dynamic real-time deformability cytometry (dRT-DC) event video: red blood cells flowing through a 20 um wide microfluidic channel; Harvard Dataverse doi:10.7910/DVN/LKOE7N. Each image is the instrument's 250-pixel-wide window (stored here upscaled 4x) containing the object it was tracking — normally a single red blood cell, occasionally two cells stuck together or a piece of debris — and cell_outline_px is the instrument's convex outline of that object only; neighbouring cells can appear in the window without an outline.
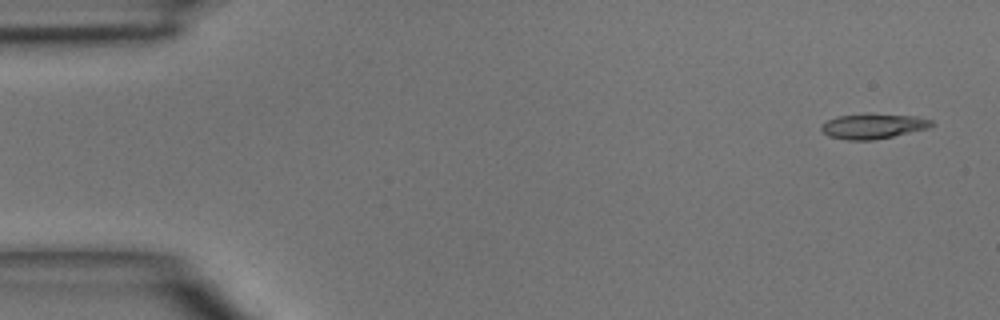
{"species": "common noctule bat (a hibernating species)", "species_latin": "Nyctalus noctula", "temperature_condition": "room temperature", "stored_images_in_passage": 4, "camera_frame_rate_fps": 3000, "um_per_image_px": 0.085, "animal": {"sex": "male", "body_mass_g": 15.6}, "frame": {"image": 1, "passage_image": 1, "time_ms": 0.0, "image_size_px": [1000, 320], "cell_outline_px": [[936, 124], [928, 128], [892, 136], [872, 140], [848, 140], [828, 136], [820, 128], [828, 120], [836, 116], [916, 116], [932, 120]], "centroid_in_image_um": [74.23, 10.76], "position_along_channel_um": 10.8, "area_um2": 15.2}}
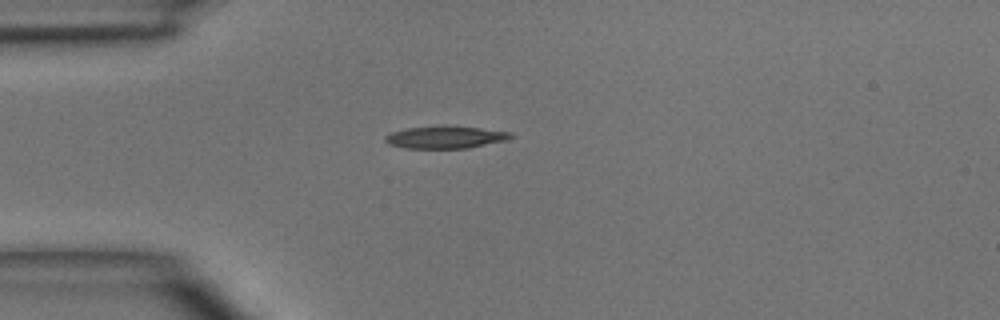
{"frame": {"image": 2, "passage_image": 4, "time_ms": 3.333, "image_size_px": [1000, 320], "cell_outline_px": [[516, 136], [508, 140], [468, 148], [408, 148], [388, 144], [384, 140], [384, 136], [392, 132], [408, 128], [448, 124], [512, 132]], "centroid_in_image_um": [37.91, 11.64], "position_along_channel_um": 47.1, "area_um2": 16.7}}